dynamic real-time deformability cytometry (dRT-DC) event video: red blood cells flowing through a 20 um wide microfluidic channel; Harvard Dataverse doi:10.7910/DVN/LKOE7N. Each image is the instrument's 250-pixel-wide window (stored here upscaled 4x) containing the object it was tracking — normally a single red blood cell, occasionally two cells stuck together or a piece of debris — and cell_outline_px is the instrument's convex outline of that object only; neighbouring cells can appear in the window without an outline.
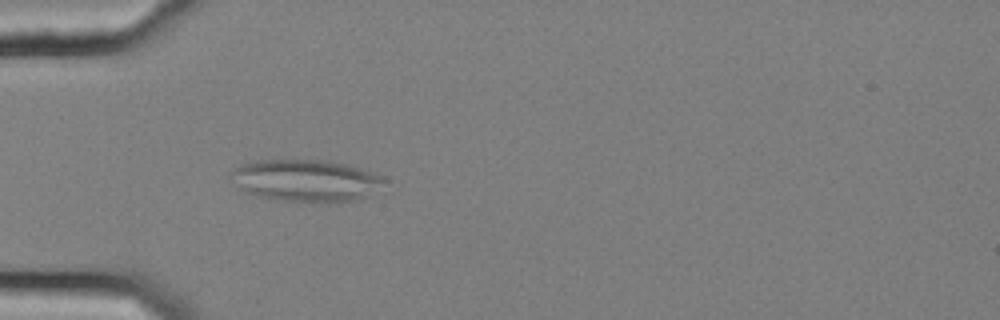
{"species": "common noctule bat (a hibernating species)", "species_latin": "Nyctalus noctula", "temperature_condition": "cold", "stored_images_in_passage": 54, "camera_frame_rate_fps": 3000, "um_per_image_px": 0.085, "animal": {"sex": "female", "body_mass_g": 25.1}, "frame": {"image": 1, "passage_image": 16, "time_ms": 5.0, "image_size_px": [1000, 320], "cell_outline_px": [[388, 180], [360, 200], [284, 200], [256, 196], [244, 192], [236, 188], [232, 172], [240, 164], [256, 160], [328, 160], [344, 164], [384, 176]], "centroid_in_image_um": [25.96, 15.31], "position_along_channel_um": 59.0, "area_um2": 36.65}}